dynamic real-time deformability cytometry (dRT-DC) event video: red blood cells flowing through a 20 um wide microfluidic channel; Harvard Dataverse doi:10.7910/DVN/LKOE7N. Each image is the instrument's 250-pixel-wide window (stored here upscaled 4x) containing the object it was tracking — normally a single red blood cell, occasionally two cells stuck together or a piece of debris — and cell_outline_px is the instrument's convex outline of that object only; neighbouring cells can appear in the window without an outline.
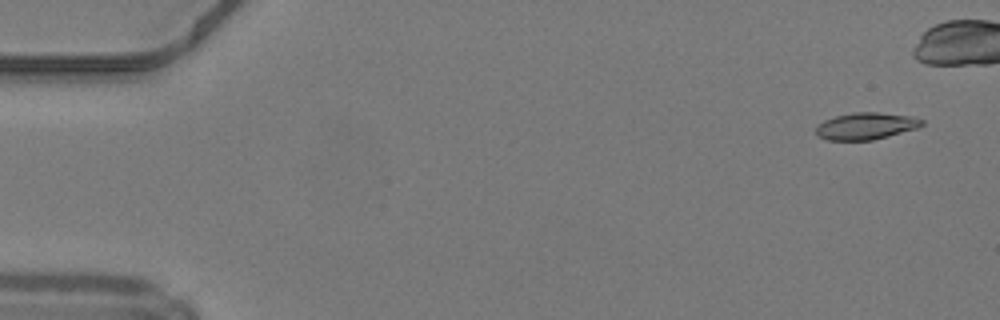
{"species": "common noctule bat (a hibernating species)", "species_latin": "Nyctalus noctula", "temperature_condition": "warm", "stored_images_in_passage": 23, "camera_frame_rate_fps": 3000, "um_per_image_px": 0.085, "animal": {"sex": "male", "body_mass_g": 19.2, "forearm_length_mm": 51.8}, "frame": {"image": 1, "passage_image": 3, "time_ms": 0.667, "image_size_px": [1000, 320], "cell_outline_px": [[924, 124], [916, 128], [888, 136], [872, 140], [828, 140], [816, 136], [816, 128], [824, 120], [836, 116], [852, 112], [880, 112], [912, 116], [924, 120]], "centroid_in_image_um": [73.6, 10.71], "position_along_channel_um": 11.4, "area_um2": 16.59}}
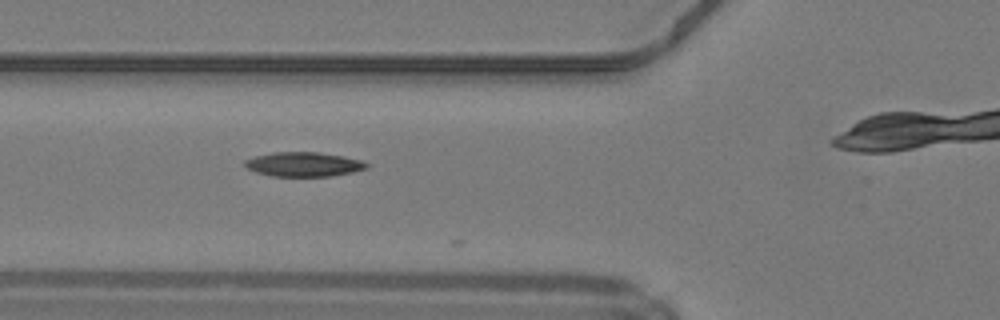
{"frame": {"image": 2, "passage_image": 19, "time_ms": 6.0, "image_size_px": [1000, 320], "cell_outline_px": [[368, 168], [352, 172], [332, 176], [272, 176], [256, 172], [248, 168], [244, 164], [244, 160], [256, 156], [272, 152], [320, 152], [344, 156], [360, 160], [368, 164]], "centroid_in_image_um": [25.81, 13.96], "position_along_channel_um": 100.0, "area_um2": 17.28}}
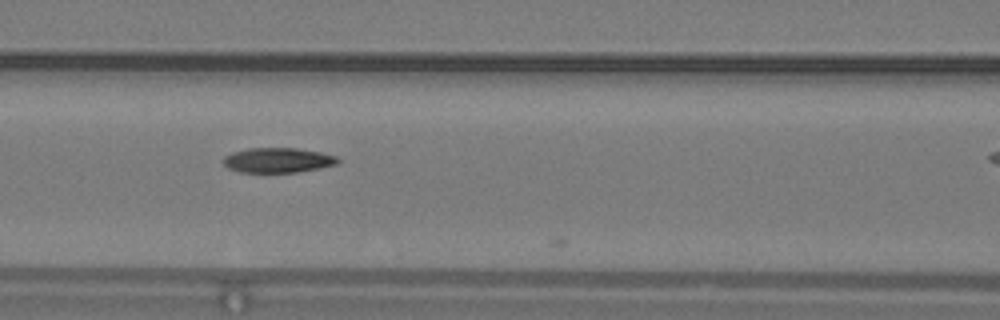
{"frame": {"image": 3, "passage_image": 22, "time_ms": 7.0, "image_size_px": [1000, 320], "cell_outline_px": [[340, 160], [336, 164], [320, 168], [300, 172], [240, 172], [228, 168], [220, 160], [224, 156], [232, 152], [248, 148], [296, 148], [320, 152], [336, 156]], "centroid_in_image_um": [23.58, 13.61], "position_along_channel_um": 143.0, "area_um2": 16.7}}